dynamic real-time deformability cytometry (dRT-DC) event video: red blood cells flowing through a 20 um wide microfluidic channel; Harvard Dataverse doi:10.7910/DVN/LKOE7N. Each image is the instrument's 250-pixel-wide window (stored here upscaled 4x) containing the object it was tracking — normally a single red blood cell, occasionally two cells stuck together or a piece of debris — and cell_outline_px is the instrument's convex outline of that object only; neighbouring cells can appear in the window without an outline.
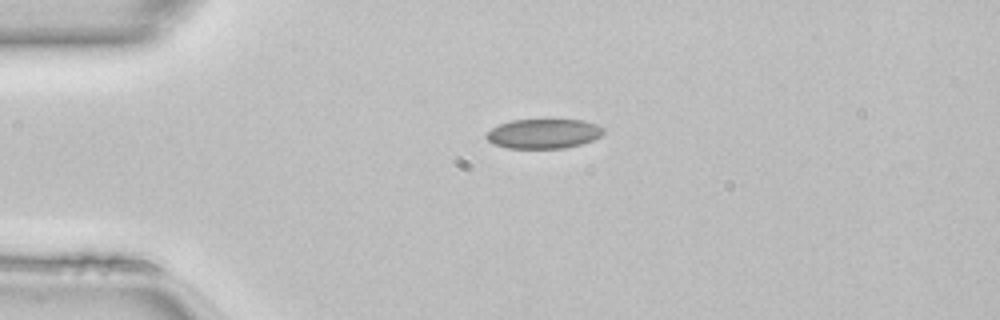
{"species": "common noctule bat (a hibernating species)", "species_latin": "Nyctalus noctula", "temperature_condition": "room temperature", "stored_images_in_passage": 2, "camera_frame_rate_fps": 3000, "um_per_image_px": 0.085, "animal": {"sex": "female", "body_mass_g": 22.7, "forearm_length_mm": 54.2}, "frame": {"image": 1, "passage_image": 1, "time_ms": 0.0, "image_size_px": [1000, 320], "cell_outline_px": [[584, 140], [568, 144], [540, 148], [528, 148], [504, 144], [492, 140], [488, 136], [508, 124], [528, 120], [560, 120]], "centroid_in_image_um": [45.55, 11.41], "position_along_channel_um": 39.4, "area_um2": 13.7}}